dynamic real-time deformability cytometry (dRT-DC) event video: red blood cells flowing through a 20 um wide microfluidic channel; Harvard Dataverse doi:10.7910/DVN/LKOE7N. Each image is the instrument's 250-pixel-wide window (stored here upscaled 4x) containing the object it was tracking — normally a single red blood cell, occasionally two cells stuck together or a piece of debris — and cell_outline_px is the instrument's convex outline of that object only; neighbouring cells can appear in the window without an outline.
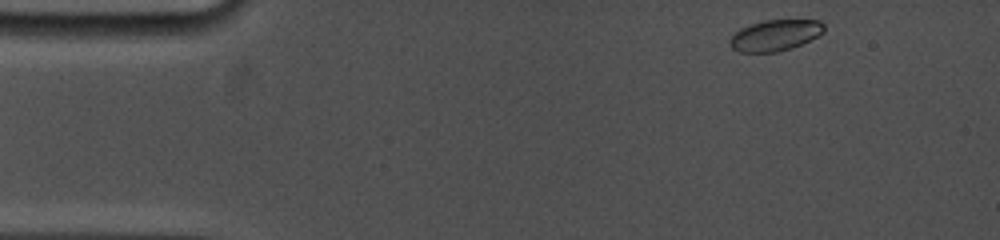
{"species": "common noctule bat (a hibernating species)", "species_latin": "Nyctalus noctula", "temperature_condition": "cold", "stored_images_in_passage": 59, "camera_frame_rate_fps": 5000, "um_per_image_px": 0.085, "animal": {"sex": "female", "body_mass_g": 19.0, "forearm_length_mm": 53.3}, "frame": {"image": 1, "passage_image": 1, "time_ms": 0.0, "image_size_px": [1000, 240], "cell_outline_px": [[824, 32], [792, 48], [776, 52], [740, 52], [732, 48], [728, 44], [728, 40], [740, 28], [764, 20], [820, 20], [824, 24]], "centroid_in_image_um": [65.86, 3.0], "position_along_channel_um": 19.1, "area_um2": 16.94}}
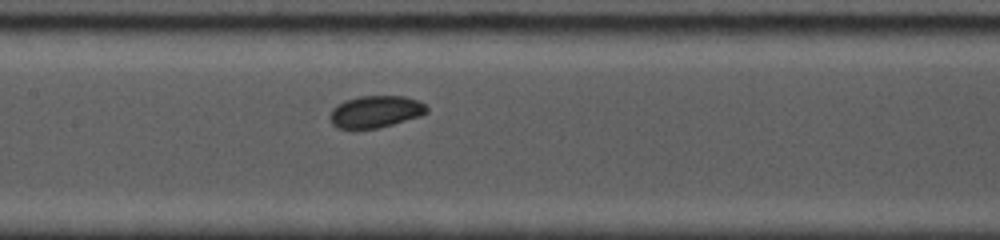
{"frame": {"image": 2, "passage_image": 25, "time_ms": 6.4, "image_size_px": [1000, 240], "cell_outline_px": [[428, 112], [420, 116], [392, 124], [376, 128], [352, 132], [336, 128], [332, 124], [328, 116], [332, 108], [336, 104], [344, 100], [360, 96], [404, 96], [416, 100], [424, 104], [428, 108]], "centroid_in_image_um": [31.82, 9.53], "position_along_channel_um": 175.6, "area_um2": 18.61}}
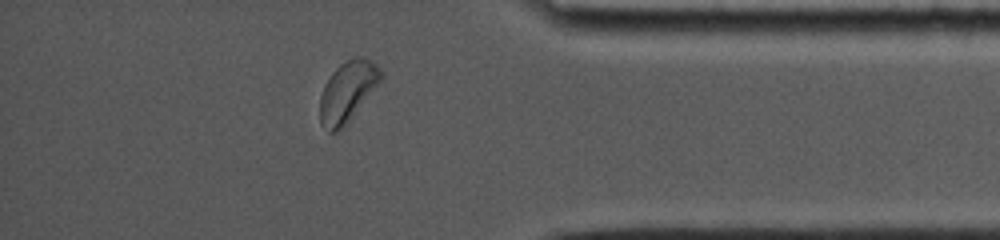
{"frame": {"image": 3, "passage_image": 50, "time_ms": 12.8, "image_size_px": [1000, 240], "cell_outline_px": [[384, 76], [352, 116], [336, 132], [328, 132], [320, 124], [320, 96], [324, 84], [332, 72], [340, 64], [352, 56], [356, 56], [368, 60], [376, 64], [384, 72]], "centroid_in_image_um": [29.52, 7.75], "position_along_channel_um": 405.7, "area_um2": 21.15}, "authors_computed_cell_mechanics": {"area_um2": 18.3804, "velocity_mm_per_s": 3.744, "shape_relaxation_time_tau1_ms": 3.6838, "shape_relaxation_time_tau2_ms": 9.5508, "deformation_change_tau1": 0.0957, "deformation_change_tau2": 0.1445}}